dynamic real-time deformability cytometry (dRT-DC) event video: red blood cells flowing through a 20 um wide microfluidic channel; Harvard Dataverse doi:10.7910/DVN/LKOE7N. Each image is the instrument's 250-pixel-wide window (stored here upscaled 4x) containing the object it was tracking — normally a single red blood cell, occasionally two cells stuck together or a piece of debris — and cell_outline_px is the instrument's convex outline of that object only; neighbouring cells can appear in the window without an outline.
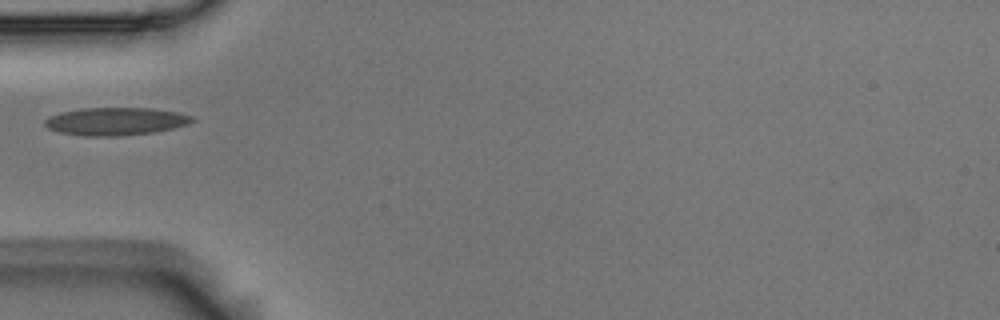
{"species": "Egyptian fruit bat (a non-hibernating species)", "species_latin": "Rousettus aegyptiacus", "temperature_condition": "room temperature", "stored_images_in_passage": 39, "camera_frame_rate_fps": 3000, "um_per_image_px": 0.085, "animal": {"sex": "male"}, "frame": {"image": 1, "passage_image": 1, "time_ms": 0.0, "image_size_px": [1000, 320], "cell_outline_px": [[196, 120], [188, 124], [172, 128], [152, 132], [116, 136], [88, 136], [60, 132], [48, 128], [44, 124], [44, 120], [60, 112], [84, 108], [152, 108], [176, 112], [192, 116]], "centroid_in_image_um": [9.84, 10.31], "position_along_channel_um": 75.2, "area_um2": 23.58}}
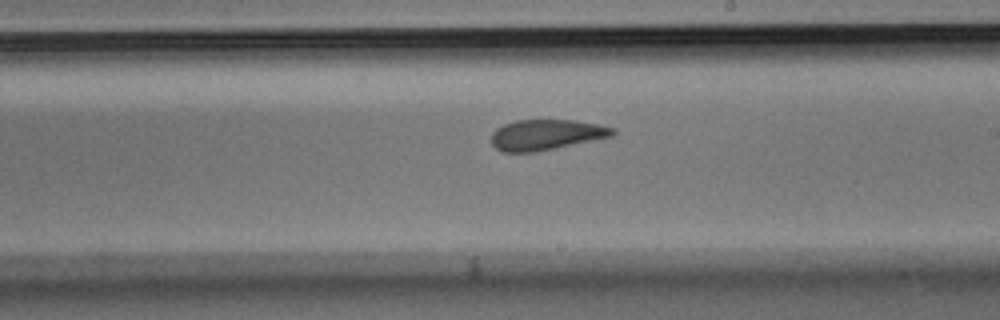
{"frame": {"image": 2, "passage_image": 15, "time_ms": 4.667, "image_size_px": [1000, 320], "cell_outline_px": [[616, 132], [612, 136], [556, 148], [536, 152], [500, 152], [492, 144], [492, 132], [496, 128], [504, 124], [516, 120], [576, 120], [600, 124], [616, 128]], "centroid_in_image_um": [46.44, 11.45], "position_along_channel_um": 242.6, "area_um2": 21.73}}
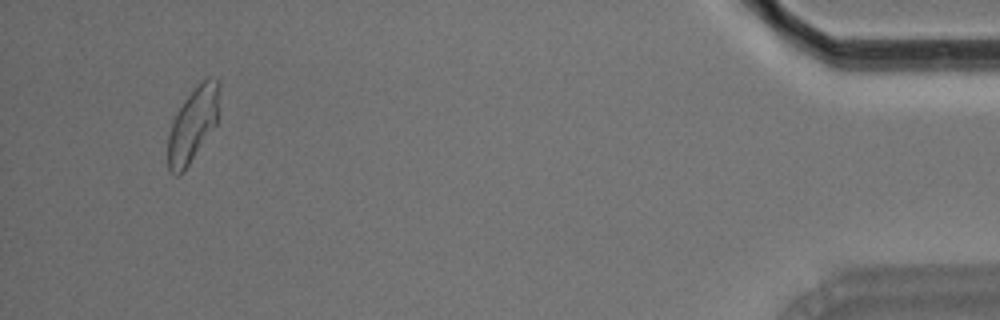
{"frame": {"image": 3, "passage_image": 36, "time_ms": 11.667, "image_size_px": [1000, 320], "cell_outline_px": [[220, 84], [216, 124], [184, 172], [180, 176], [176, 176], [168, 168], [168, 136], [172, 120], [176, 112], [184, 100], [208, 76], [220, 80]], "centroid_in_image_um": [16.38, 10.61], "position_along_channel_um": 418.8, "area_um2": 22.08}}